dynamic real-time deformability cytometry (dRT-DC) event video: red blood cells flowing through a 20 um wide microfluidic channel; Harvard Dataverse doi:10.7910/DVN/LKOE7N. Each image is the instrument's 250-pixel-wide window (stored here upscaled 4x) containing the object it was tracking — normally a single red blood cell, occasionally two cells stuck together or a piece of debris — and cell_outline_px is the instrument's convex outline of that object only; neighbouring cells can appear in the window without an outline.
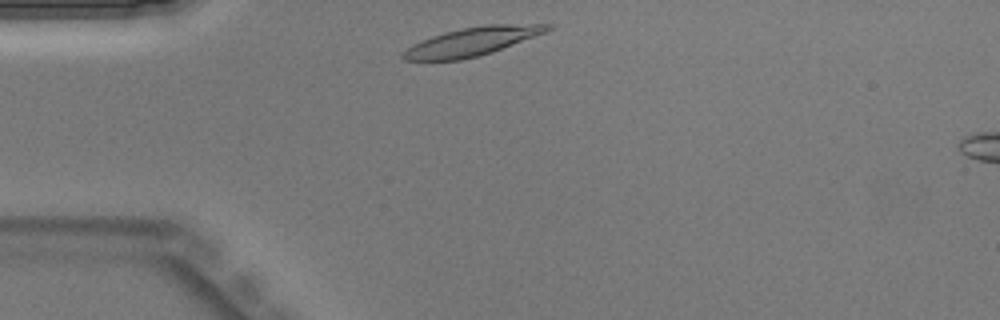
{"species": "Egyptian fruit bat (a non-hibernating species)", "species_latin": "Rousettus aegyptiacus", "temperature_condition": "warm", "stored_images_in_passage": 26, "camera_frame_rate_fps": 3000, "um_per_image_px": 0.085, "animal": {"sex": "male"}, "frame": {"image": 1, "passage_image": 1, "time_ms": 0.0, "image_size_px": [1000, 320], "cell_outline_px": [[556, 24], [548, 32], [492, 52], [460, 60], [404, 60], [400, 56], [412, 44], [432, 36], [444, 32], [484, 24]], "centroid_in_image_um": [40.18, 3.52], "position_along_channel_um": 44.8, "area_um2": 23.87}}
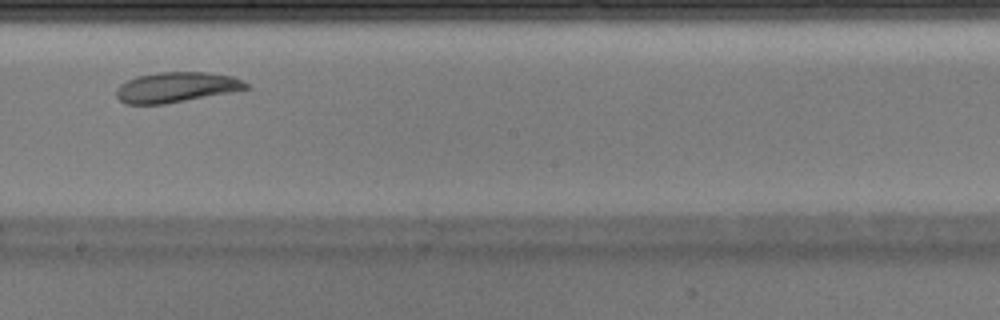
{"frame": {"image": 2, "passage_image": 15, "time_ms": 4.667, "image_size_px": [1000, 320], "cell_outline_px": [[248, 88], [232, 92], [164, 104], [124, 104], [116, 96], [116, 88], [120, 84], [136, 76], [156, 72], [208, 72], [232, 76], [248, 84]], "centroid_in_image_um": [14.94, 7.41], "position_along_channel_um": 233.3, "area_um2": 22.83}}